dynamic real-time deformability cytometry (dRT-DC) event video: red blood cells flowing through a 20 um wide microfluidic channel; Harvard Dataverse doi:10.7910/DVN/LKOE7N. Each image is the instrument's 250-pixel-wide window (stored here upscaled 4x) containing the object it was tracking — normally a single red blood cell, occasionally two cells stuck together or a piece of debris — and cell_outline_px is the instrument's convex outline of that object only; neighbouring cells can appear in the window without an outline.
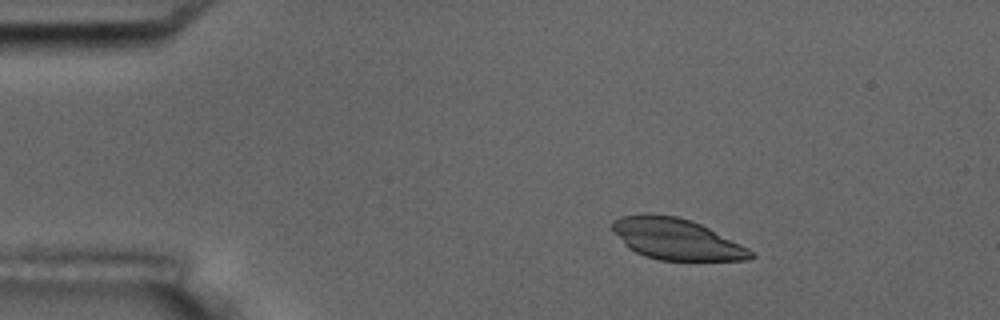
{"species": "common noctule bat (a hibernating species)", "species_latin": "Nyctalus noctula", "temperature_condition": "room temperature", "stored_images_in_passage": 4, "camera_frame_rate_fps": 3000, "um_per_image_px": 0.085, "animal": {"sex": "male", "body_mass_g": 17.5, "forearm_length_mm": 52.3}, "frame": {"image": 1, "passage_image": 1, "time_ms": 0.0, "image_size_px": [1000, 320], "cell_outline_px": [[756, 256], [752, 260], [660, 260], [644, 256], [628, 248], [624, 244], [612, 228], [612, 220], [620, 216], [640, 212], [648, 212], [676, 216], [700, 224], [748, 248]], "centroid_in_image_um": [57.44, 20.3], "position_along_channel_um": 27.6, "area_um2": 33.18}}